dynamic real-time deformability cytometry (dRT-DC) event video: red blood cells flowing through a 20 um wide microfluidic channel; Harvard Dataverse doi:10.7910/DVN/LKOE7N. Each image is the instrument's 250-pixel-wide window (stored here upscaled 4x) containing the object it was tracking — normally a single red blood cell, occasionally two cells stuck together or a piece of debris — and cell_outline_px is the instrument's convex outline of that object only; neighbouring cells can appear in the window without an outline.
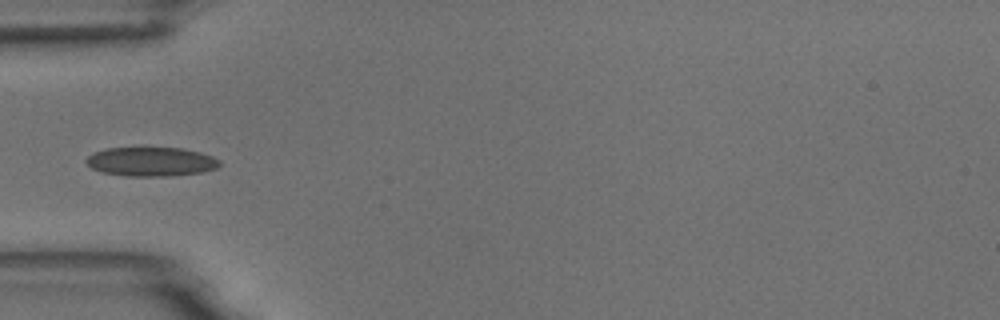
{"species": "common noctule bat (a hibernating species)", "species_latin": "Nyctalus noctula", "temperature_condition": "room temperature", "stored_images_in_passage": 6, "camera_frame_rate_fps": 3000, "um_per_image_px": 0.085, "animal": {"sex": "male", "body_mass_g": 18.8}, "frame": {"image": 1, "passage_image": 6, "time_ms": 5.667, "image_size_px": [1000, 320], "cell_outline_px": [[220, 164], [216, 168], [200, 172], [172, 176], [124, 176], [100, 172], [92, 168], [84, 160], [92, 152], [108, 148], [180, 148], [200, 152], [212, 156], [220, 160]], "centroid_in_image_um": [12.81, 13.74], "position_along_channel_um": 72.2, "area_um2": 22.66}}